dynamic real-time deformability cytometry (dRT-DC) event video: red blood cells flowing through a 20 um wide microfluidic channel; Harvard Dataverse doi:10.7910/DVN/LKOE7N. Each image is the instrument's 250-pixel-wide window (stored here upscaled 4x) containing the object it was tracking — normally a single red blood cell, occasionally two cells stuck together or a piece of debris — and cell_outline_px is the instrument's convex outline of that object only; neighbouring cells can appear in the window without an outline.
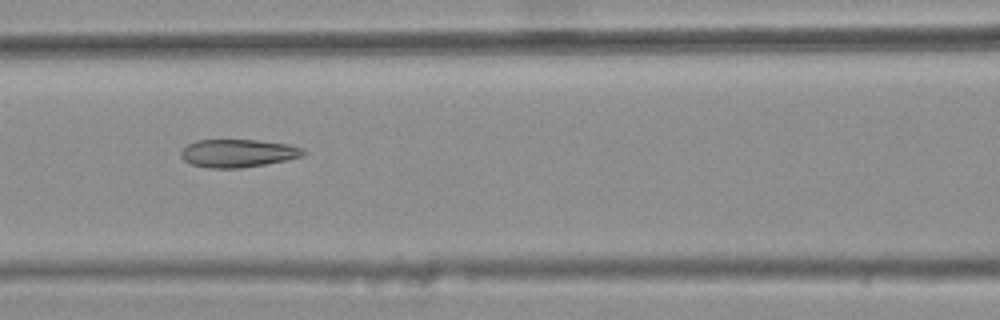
{"species": "common noctule bat (a hibernating species)", "species_latin": "Nyctalus noctula", "temperature_condition": "warm", "stored_images_in_passage": 8, "camera_frame_rate_fps": 3000, "um_per_image_px": 0.085, "animal": {"sex": "female", "body_mass_g": 25.1}, "frame": {"image": 1, "passage_image": 6, "time_ms": 1.667, "image_size_px": [1000, 320], "cell_outline_px": [[308, 152], [304, 156], [264, 164], [240, 168], [212, 168], [192, 164], [184, 160], [180, 156], [180, 152], [188, 144], [196, 140], [256, 140], [288, 144], [300, 148]], "centroid_in_image_um": [20.22, 13.02], "position_along_channel_um": 146.4, "area_um2": 19.77}}
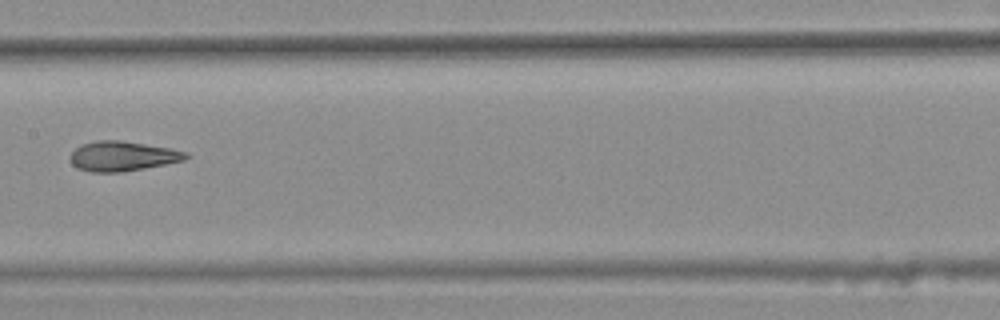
{"frame": {"image": 2, "passage_image": 7, "time_ms": 2.0, "image_size_px": [1000, 320], "cell_outline_px": [[188, 156], [184, 160], [144, 168], [120, 172], [92, 172], [76, 168], [72, 164], [68, 156], [80, 144], [96, 140], [120, 140], [172, 148], [188, 152]], "centroid_in_image_um": [10.37, 13.26], "position_along_channel_um": 197.0, "area_um2": 20.17}}
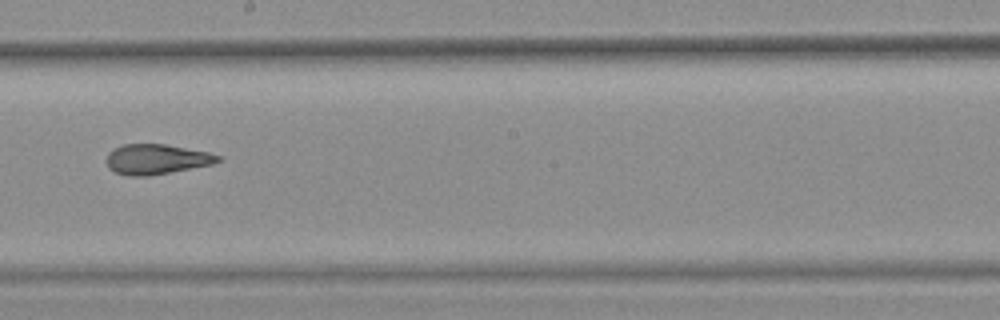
{"frame": {"image": 3, "passage_image": 8, "time_ms": 2.333, "image_size_px": [1000, 320], "cell_outline_px": [[224, 160], [212, 164], [148, 176], [128, 176], [116, 172], [108, 168], [108, 152], [112, 148], [124, 144], [164, 144], [208, 152], [220, 156]], "centroid_in_image_um": [13.3, 13.53], "position_along_channel_um": 234.9, "area_um2": 19.42}}